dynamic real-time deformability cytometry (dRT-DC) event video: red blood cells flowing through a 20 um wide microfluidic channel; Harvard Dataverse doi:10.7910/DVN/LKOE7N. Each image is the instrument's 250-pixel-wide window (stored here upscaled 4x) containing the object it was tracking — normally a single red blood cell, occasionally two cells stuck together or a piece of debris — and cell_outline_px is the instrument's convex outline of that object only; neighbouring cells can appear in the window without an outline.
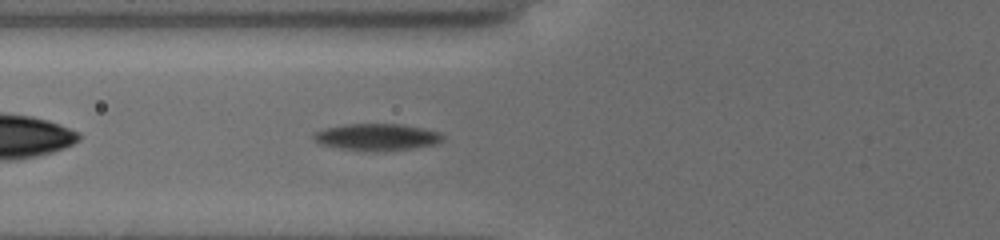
{"species": "common noctule bat (a hibernating species)", "species_latin": "Nyctalus noctula", "temperature_condition": "cold", "stored_images_in_passage": 47, "camera_frame_rate_fps": 3000, "um_per_image_px": 0.085, "animal": {"sex": "female", "body_mass_g": 19.5, "forearm_length_mm": 54.1}, "frame": {"image": 1, "passage_image": 11, "time_ms": 4.0, "image_size_px": [1000, 240], "cell_outline_px": [[444, 140], [436, 144], [412, 148], [372, 152], [360, 152], [320, 144], [312, 136], [312, 132], [324, 128], [348, 124], [400, 124], [424, 128], [440, 132], [444, 136]], "centroid_in_image_um": [32.03, 11.66], "position_along_channel_um": 93.8, "area_um2": 20.46}}
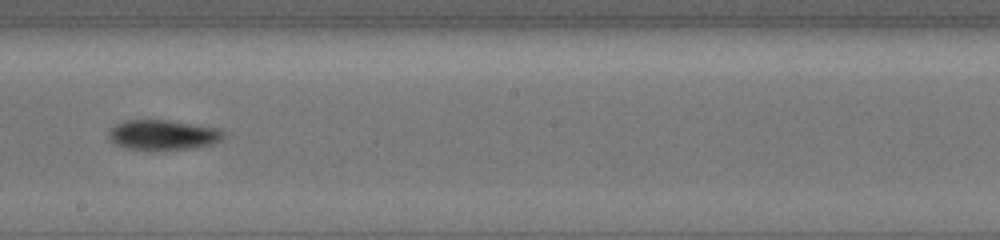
{"frame": {"image": 2, "passage_image": 23, "time_ms": 7.667, "image_size_px": [1000, 240], "cell_outline_px": [[224, 136], [220, 140], [212, 144], [196, 148], [128, 148], [116, 144], [108, 136], [108, 132], [116, 124], [124, 120], [168, 120], [220, 128], [224, 132]], "centroid_in_image_um": [13.89, 11.43], "position_along_channel_um": 234.3, "area_um2": 19.59}}
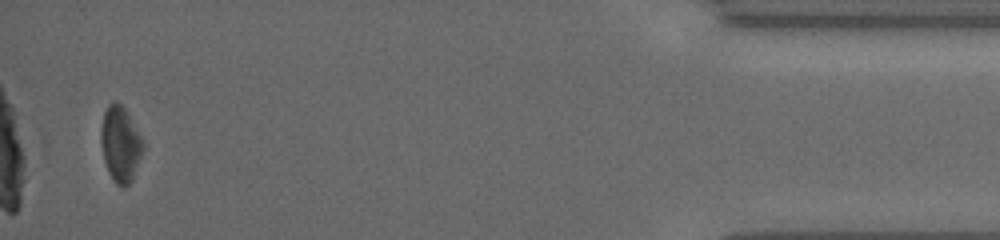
{"frame": {"image": 3, "passage_image": 47, "time_ms": 14.333, "image_size_px": [1000, 240], "cell_outline_px": [[144, 148], [132, 180], [124, 188], [120, 188], [112, 180], [108, 172], [104, 160], [100, 144], [100, 128], [104, 112], [108, 104], [116, 100], [124, 108], [144, 140]], "centroid_in_image_um": [10.22, 12.26], "position_along_channel_um": 425.0, "area_um2": 18.79}, "authors_computed_cell_mechanics": {"area_um2": 19.941, "velocity_mm_per_s": 3.8356, "shape_relaxation_time_tau1_ms": 3.9056, "shape_relaxation_time_tau2_ms": null, "deformation_change_tau1": 0.0979, "deformation_change_tau2": null}}